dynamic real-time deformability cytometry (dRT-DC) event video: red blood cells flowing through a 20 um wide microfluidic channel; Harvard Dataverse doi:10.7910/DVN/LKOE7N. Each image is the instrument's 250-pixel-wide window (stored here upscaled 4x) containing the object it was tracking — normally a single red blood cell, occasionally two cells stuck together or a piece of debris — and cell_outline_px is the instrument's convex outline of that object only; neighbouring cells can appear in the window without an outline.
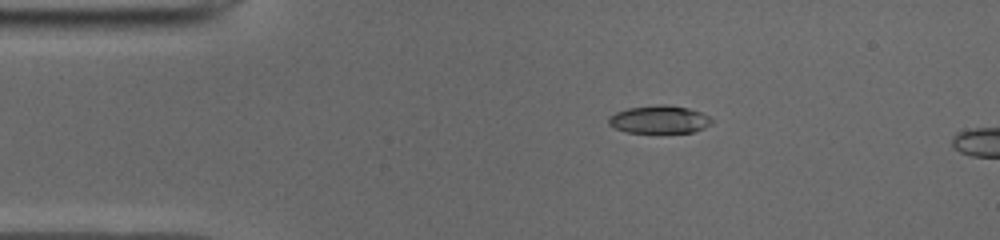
{"species": "common noctule bat (a hibernating species)", "species_latin": "Nyctalus noctula", "temperature_condition": "cold", "stored_images_in_passage": 12, "camera_frame_rate_fps": 3000, "um_per_image_px": 0.085, "animal": {"sex": "male", "body_mass_g": 19.0, "forearm_length_mm": 50.8}, "frame": {"image": 1, "passage_image": 9, "time_ms": 2.667, "image_size_px": [1000, 240], "cell_outline_px": [[712, 124], [704, 128], [692, 132], [628, 132], [616, 128], [608, 124], [608, 116], [616, 112], [628, 108], [656, 104], [664, 104], [688, 108], [700, 112], [708, 116], [712, 120]], "centroid_in_image_um": [56.03, 10.14], "position_along_channel_um": 29.0, "area_um2": 16.65}}